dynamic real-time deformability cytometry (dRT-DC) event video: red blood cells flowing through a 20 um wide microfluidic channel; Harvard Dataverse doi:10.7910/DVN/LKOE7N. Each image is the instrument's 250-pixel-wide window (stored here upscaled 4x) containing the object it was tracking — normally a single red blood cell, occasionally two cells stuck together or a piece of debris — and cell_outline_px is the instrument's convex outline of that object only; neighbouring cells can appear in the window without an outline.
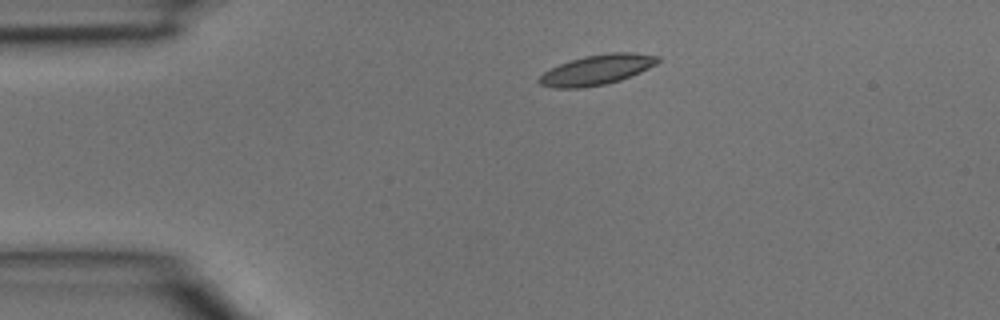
{"species": "common noctule bat (a hibernating species)", "species_latin": "Nyctalus noctula", "temperature_condition": "room temperature", "stored_images_in_passage": 2, "camera_frame_rate_fps": 3000, "um_per_image_px": 0.085, "animal": {"sex": "male", "body_mass_g": 15.6}, "frame": {"image": 1, "passage_image": 1, "time_ms": 0.0, "image_size_px": [1000, 320], "cell_outline_px": [[660, 60], [656, 64], [640, 72], [620, 80], [604, 84], [584, 88], [552, 88], [540, 84], [536, 80], [544, 72], [560, 64], [584, 56], [612, 52], [636, 52], [660, 56]], "centroid_in_image_um": [50.75, 5.93], "position_along_channel_um": 34.3, "area_um2": 20.75}}